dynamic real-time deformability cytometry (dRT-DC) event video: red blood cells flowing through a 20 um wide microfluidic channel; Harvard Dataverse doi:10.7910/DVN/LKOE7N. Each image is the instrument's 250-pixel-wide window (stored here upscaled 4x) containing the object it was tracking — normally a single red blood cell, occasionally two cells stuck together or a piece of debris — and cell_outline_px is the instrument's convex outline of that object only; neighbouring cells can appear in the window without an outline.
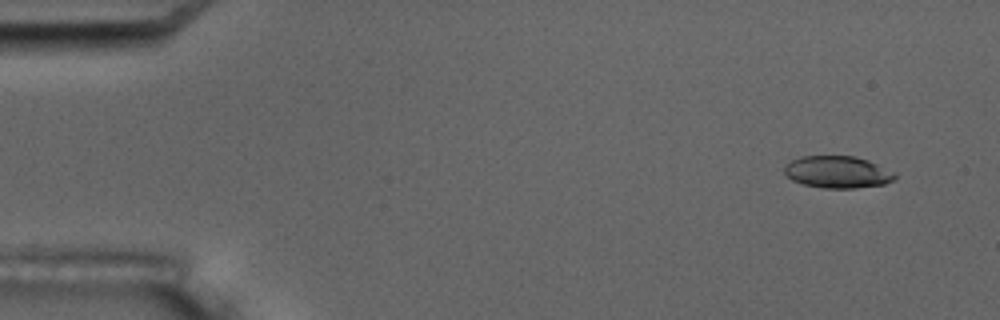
{"species": "common noctule bat (a hibernating species)", "species_latin": "Nyctalus noctula", "temperature_condition": "room temperature", "stored_images_in_passage": 5, "camera_frame_rate_fps": 3000, "um_per_image_px": 0.085, "animal": {"sex": "male", "body_mass_g": 17.5, "forearm_length_mm": 52.3}, "frame": {"image": 1, "passage_image": 2, "time_ms": 1.0, "image_size_px": [1000, 320], "cell_outline_px": [[896, 180], [884, 184], [856, 188], [824, 188], [804, 184], [792, 180], [784, 172], [784, 164], [800, 156], [856, 156], [868, 160], [896, 172]], "centroid_in_image_um": [71.22, 14.62], "position_along_channel_um": 13.8, "area_um2": 20.81}}